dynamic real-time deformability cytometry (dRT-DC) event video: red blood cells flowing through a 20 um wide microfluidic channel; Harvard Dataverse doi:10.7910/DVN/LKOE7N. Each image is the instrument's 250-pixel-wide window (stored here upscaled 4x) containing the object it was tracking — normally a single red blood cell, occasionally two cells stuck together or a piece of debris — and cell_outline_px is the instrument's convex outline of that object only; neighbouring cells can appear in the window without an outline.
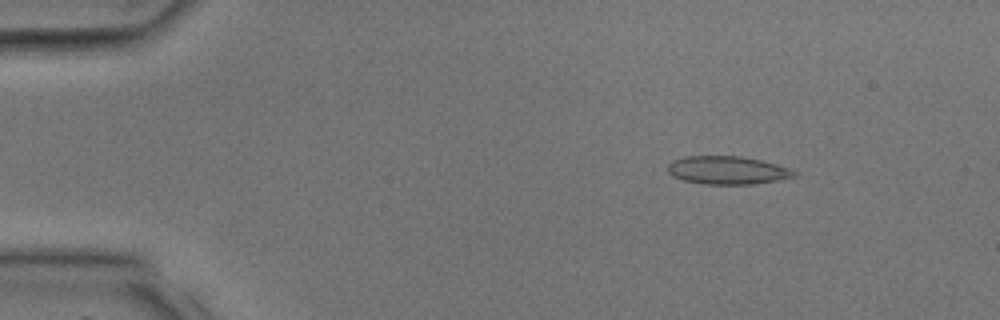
{"species": "common noctule bat (a hibernating species)", "species_latin": "Nyctalus noctula", "temperature_condition": "room temperature", "stored_images_in_passage": 38, "camera_frame_rate_fps": 3000, "um_per_image_px": 0.085, "animal": {"sex": "male", "body_mass_g": 17.9, "forearm_length_mm": 54.2}, "frame": {"image": 1, "passage_image": 6, "time_ms": 1.667, "image_size_px": [1000, 320], "cell_outline_px": [[800, 172], [796, 176], [780, 180], [752, 184], [704, 184], [684, 180], [672, 176], [668, 172], [668, 164], [672, 160], [684, 156], [740, 156], [760, 160], [792, 168]], "centroid_in_image_um": [61.87, 14.47], "position_along_channel_um": 23.1, "area_um2": 20.92}}
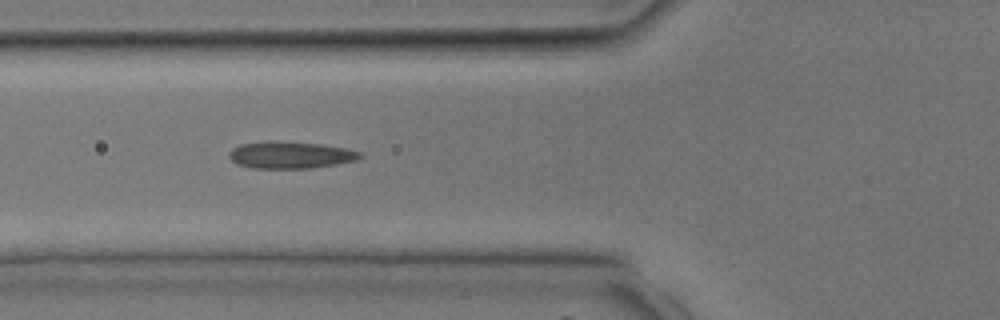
{"frame": {"image": 2, "passage_image": 15, "time_ms": 4.667, "image_size_px": [1000, 320], "cell_outline_px": [[364, 156], [356, 160], [336, 164], [308, 168], [252, 168], [236, 164], [228, 156], [228, 152], [232, 148], [240, 144], [268, 140], [320, 144], [344, 148], [360, 152]], "centroid_in_image_um": [24.63, 13.17], "position_along_channel_um": 101.2, "area_um2": 20.58}}
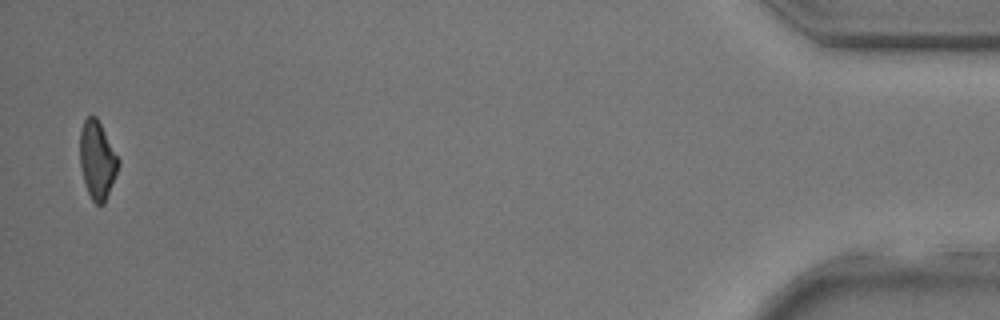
{"frame": {"image": 3, "passage_image": 38, "time_ms": 12.333, "image_size_px": [1000, 320], "cell_outline_px": [[120, 164], [104, 204], [96, 204], [92, 200], [84, 184], [80, 168], [80, 128], [84, 120], [88, 116], [96, 116], [120, 160]], "centroid_in_image_um": [8.25, 13.6], "position_along_channel_um": 426.9, "area_um2": 17.46}}